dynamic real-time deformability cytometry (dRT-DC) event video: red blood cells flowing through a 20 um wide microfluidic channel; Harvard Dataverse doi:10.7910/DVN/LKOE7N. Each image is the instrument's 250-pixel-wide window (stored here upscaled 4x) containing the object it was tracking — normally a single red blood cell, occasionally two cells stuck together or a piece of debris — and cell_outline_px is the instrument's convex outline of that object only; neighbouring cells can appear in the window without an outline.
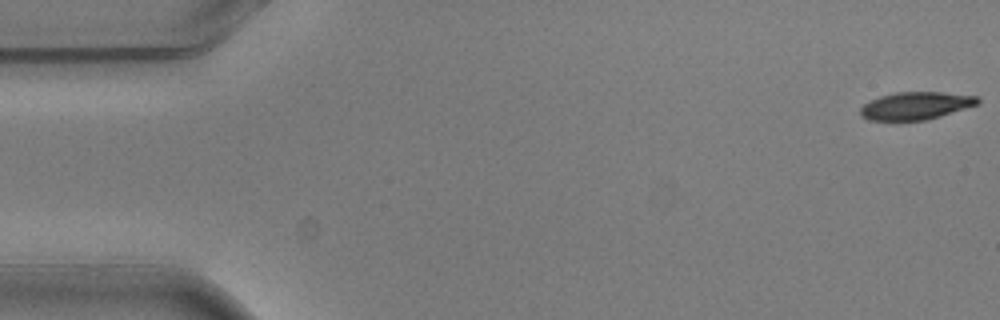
{"species": "common noctule bat (a hibernating species)", "species_latin": "Nyctalus noctula", "temperature_condition": "warm", "stored_images_in_passage": 5, "camera_frame_rate_fps": 3000, "um_per_image_px": 0.085, "animal": {"sex": "male", "body_mass_g": 20.5, "forearm_length_mm": 52.5}, "frame": {"image": 1, "passage_image": 1, "time_ms": 0.0, "image_size_px": [1000, 320], "cell_outline_px": [[980, 104], [928, 120], [868, 120], [860, 116], [860, 108], [864, 104], [880, 96], [896, 92], [944, 92], [980, 96]], "centroid_in_image_um": [77.89, 8.98], "position_along_channel_um": 7.1, "area_um2": 19.07}}